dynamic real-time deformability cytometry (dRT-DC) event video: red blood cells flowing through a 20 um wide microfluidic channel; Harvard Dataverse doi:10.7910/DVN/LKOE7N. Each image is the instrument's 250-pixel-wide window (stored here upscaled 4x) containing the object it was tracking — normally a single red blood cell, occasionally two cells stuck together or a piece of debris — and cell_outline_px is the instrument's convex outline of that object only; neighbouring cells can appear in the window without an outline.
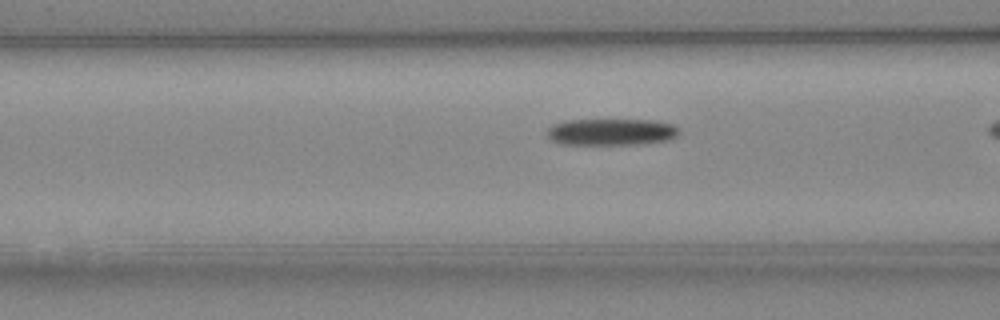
{"species": "Egyptian fruit bat (a non-hibernating species)", "species_latin": "Rousettus aegyptiacus", "temperature_condition": "cold", "stored_images_in_passage": 24, "camera_frame_rate_fps": 3000, "um_per_image_px": 0.085, "animal": {"sex": "female"}, "frame": {"image": 1, "passage_image": 14, "time_ms": 4.333, "image_size_px": [1000, 320], "cell_outline_px": [[680, 132], [676, 136], [668, 140], [640, 144], [560, 144], [548, 140], [548, 128], [552, 124], [568, 120], [652, 120], [672, 124]], "centroid_in_image_um": [51.92, 11.22], "position_along_channel_um": 114.7, "area_um2": 20.52}}
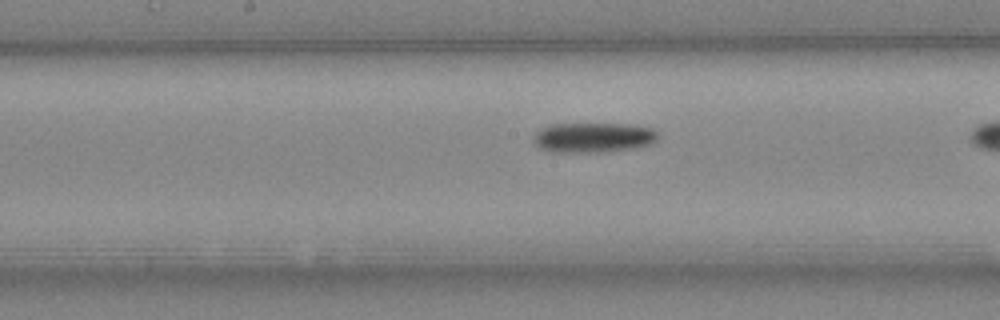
{"frame": {"image": 2, "passage_image": 20, "time_ms": 6.333, "image_size_px": [1000, 320], "cell_outline_px": [[656, 140], [648, 144], [632, 148], [600, 152], [552, 152], [540, 148], [532, 140], [532, 136], [540, 128], [552, 124], [632, 124], [652, 128], [656, 132]], "centroid_in_image_um": [50.36, 11.68], "position_along_channel_um": 197.8, "area_um2": 21.62}}
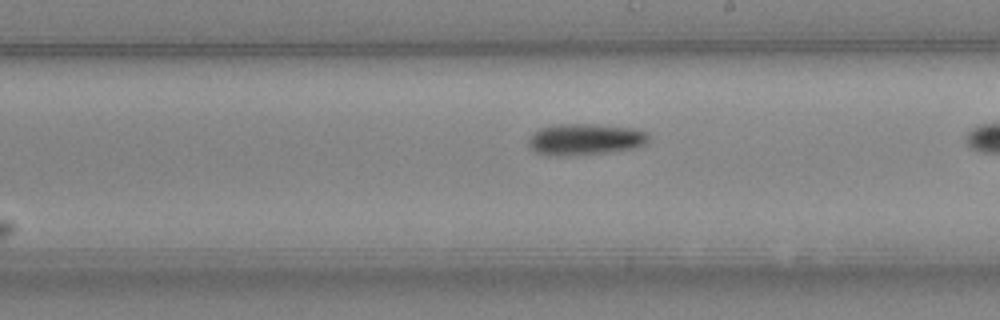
{"frame": {"image": 3, "passage_image": 23, "time_ms": 7.333, "image_size_px": [1000, 320], "cell_outline_px": [[648, 140], [644, 144], [636, 148], [608, 152], [536, 152], [528, 148], [528, 136], [540, 128], [560, 124], [588, 124], [632, 128], [648, 132]], "centroid_in_image_um": [49.78, 11.78], "position_along_channel_um": 239.2, "area_um2": 20.81}}